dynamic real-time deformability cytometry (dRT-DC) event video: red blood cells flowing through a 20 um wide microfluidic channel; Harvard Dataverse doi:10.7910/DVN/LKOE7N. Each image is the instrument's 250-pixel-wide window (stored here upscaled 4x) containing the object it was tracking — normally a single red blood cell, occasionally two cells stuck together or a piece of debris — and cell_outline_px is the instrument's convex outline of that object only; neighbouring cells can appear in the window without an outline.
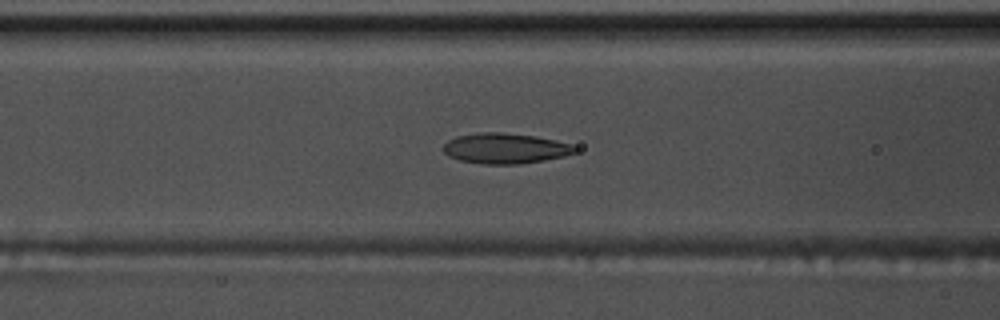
{"species": "common noctule bat (a hibernating species)", "species_latin": "Nyctalus noctula", "temperature_condition": "warm", "stored_images_in_passage": 56, "camera_frame_rate_fps": 3000, "um_per_image_px": 0.085, "animal": {"sex": "male", "body_mass_g": 17.5, "forearm_length_mm": 52.3}, "frame": {"image": 1, "passage_image": 23, "time_ms": 7.333, "image_size_px": [1000, 320], "cell_outline_px": [[580, 148], [576, 152], [564, 156], [544, 160], [520, 164], [484, 164], [460, 160], [448, 156], [444, 152], [444, 144], [448, 140], [456, 136], [480, 132], [500, 132], [536, 136], [556, 140], [572, 144]], "centroid_in_image_um": [42.97, 12.61], "position_along_channel_um": 123.6, "area_um2": 23.47}}
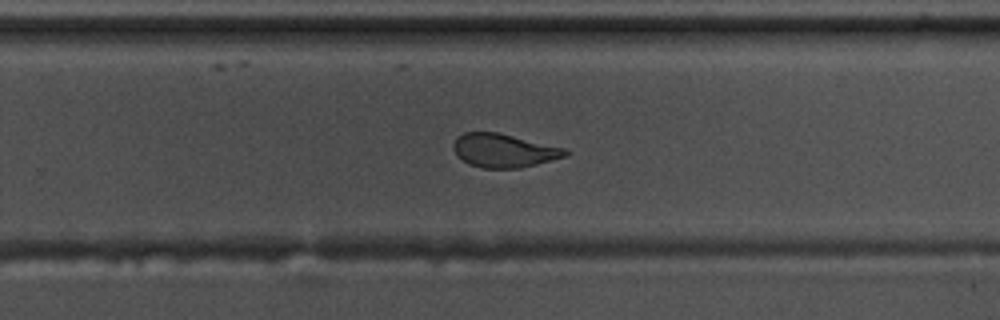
{"frame": {"image": 2, "passage_image": 36, "time_ms": 11.667, "image_size_px": [1000, 320], "cell_outline_px": [[568, 156], [520, 168], [484, 168], [468, 164], [456, 156], [452, 148], [452, 144], [456, 136], [464, 132], [496, 132], [564, 148], [568, 152]], "centroid_in_image_um": [42.76, 12.8], "position_along_channel_um": 287.0, "area_um2": 21.91}}
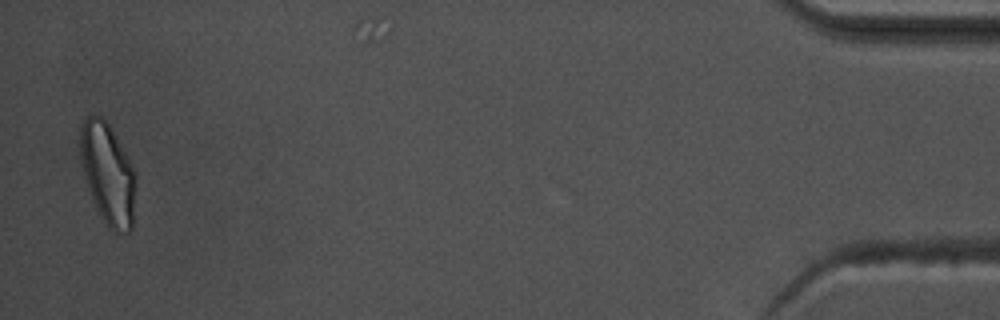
{"frame": {"image": 3, "passage_image": 54, "time_ms": 17.667, "image_size_px": [1000, 320], "cell_outline_px": [[136, 176], [132, 228], [128, 232], [120, 236], [116, 236], [108, 228], [100, 216], [92, 200], [84, 176], [80, 160], [80, 124], [92, 112], [100, 116], [108, 124], [132, 164], [136, 172]], "centroid_in_image_um": [9.16, 14.82], "position_along_channel_um": 426.0, "area_um2": 33.23}, "authors_computed_cell_mechanics": {"area_um2": 23.6113, "velocity_mm_per_s": 3.7794, "shape_relaxation_time_tau1_ms": 7.7262, "shape_relaxation_time_tau2_ms": 1.8862, "deformation_change_tau1": 0.2142, "deformation_change_tau2": 0.0904}}